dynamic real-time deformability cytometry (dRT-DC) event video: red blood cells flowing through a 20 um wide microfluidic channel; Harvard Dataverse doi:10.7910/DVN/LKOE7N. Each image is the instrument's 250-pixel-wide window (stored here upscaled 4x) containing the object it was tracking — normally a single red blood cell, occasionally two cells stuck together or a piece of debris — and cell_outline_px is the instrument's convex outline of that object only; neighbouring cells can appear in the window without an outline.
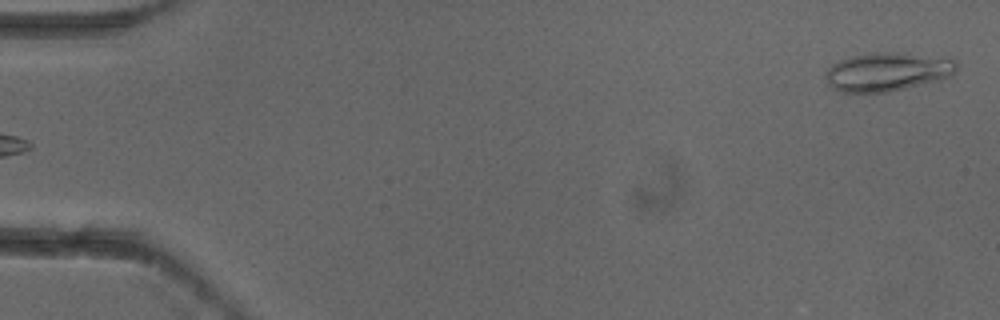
{"species": "common noctule bat (a hibernating species)", "species_latin": "Nyctalus noctula", "temperature_condition": "cold", "stored_images_in_passage": 5, "camera_frame_rate_fps": 3000, "um_per_image_px": 0.085, "animal": {"sex": "female"}, "frame": {"image": 1, "passage_image": 5, "time_ms": 1.333, "image_size_px": [1000, 320], "cell_outline_px": [[956, 72], [952, 76], [940, 80], [888, 92], [840, 92], [832, 88], [828, 84], [824, 76], [828, 68], [832, 64], [840, 60], [852, 56], [872, 52], [900, 52], [952, 56], [956, 60]], "centroid_in_image_um": [75.49, 6.07], "position_along_channel_um": 9.5, "area_um2": 30.23}}